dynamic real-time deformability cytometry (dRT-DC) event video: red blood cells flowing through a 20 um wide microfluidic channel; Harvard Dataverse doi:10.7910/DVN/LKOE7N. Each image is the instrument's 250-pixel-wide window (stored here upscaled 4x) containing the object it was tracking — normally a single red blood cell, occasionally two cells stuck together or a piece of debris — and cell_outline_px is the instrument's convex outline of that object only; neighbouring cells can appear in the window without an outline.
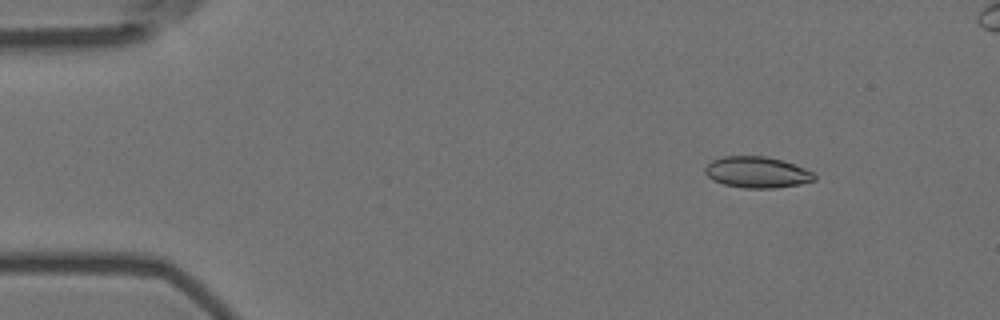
{"species": "Egyptian fruit bat (a non-hibernating species)", "species_latin": "Rousettus aegyptiacus", "temperature_condition": "room temperature", "stored_images_in_passage": 8, "camera_frame_rate_fps": 3000, "um_per_image_px": 0.085, "animal": {"sex": "female"}, "frame": {"image": 1, "passage_image": 1, "time_ms": 0.0, "image_size_px": [1000, 320], "cell_outline_px": [[816, 180], [800, 184], [776, 188], [744, 188], [724, 184], [712, 180], [704, 172], [704, 168], [712, 160], [724, 156], [764, 156], [784, 160], [804, 168], [812, 172], [816, 176]], "centroid_in_image_um": [64.35, 14.64], "position_along_channel_um": 20.7, "area_um2": 19.94}}